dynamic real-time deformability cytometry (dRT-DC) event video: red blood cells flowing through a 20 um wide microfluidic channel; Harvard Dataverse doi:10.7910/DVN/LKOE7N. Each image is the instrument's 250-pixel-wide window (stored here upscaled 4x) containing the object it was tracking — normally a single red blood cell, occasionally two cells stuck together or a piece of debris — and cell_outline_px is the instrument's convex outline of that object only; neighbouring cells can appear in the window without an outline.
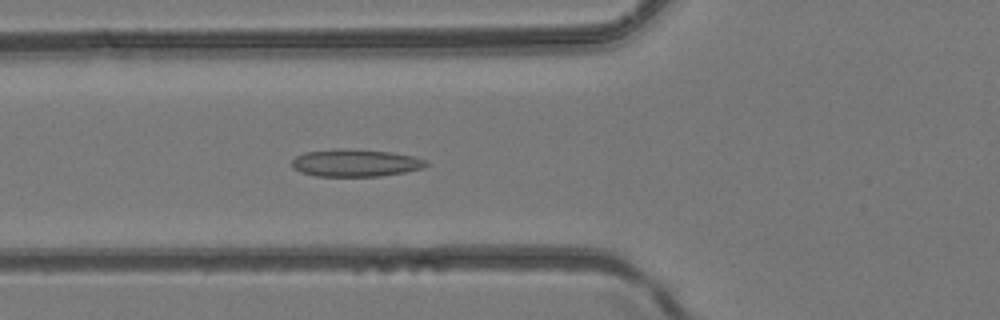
{"species": "common noctule bat (a hibernating species)", "species_latin": "Nyctalus noctula", "temperature_condition": "room temperature", "stored_images_in_passage": 47, "camera_frame_rate_fps": 3000, "um_per_image_px": 0.085, "animal": {"sex": "female", "body_mass_g": 24.6, "forearm_length_mm": 56.2}, "frame": {"image": 1, "passage_image": 18, "time_ms": 5.667, "image_size_px": [1000, 320], "cell_outline_px": [[428, 164], [424, 168], [404, 172], [380, 176], [316, 176], [300, 172], [292, 168], [292, 160], [296, 156], [304, 152], [332, 148], [356, 148], [388, 152], [412, 156], [428, 160]], "centroid_in_image_um": [30.18, 13.83], "position_along_channel_um": 95.6, "area_um2": 21.73}}
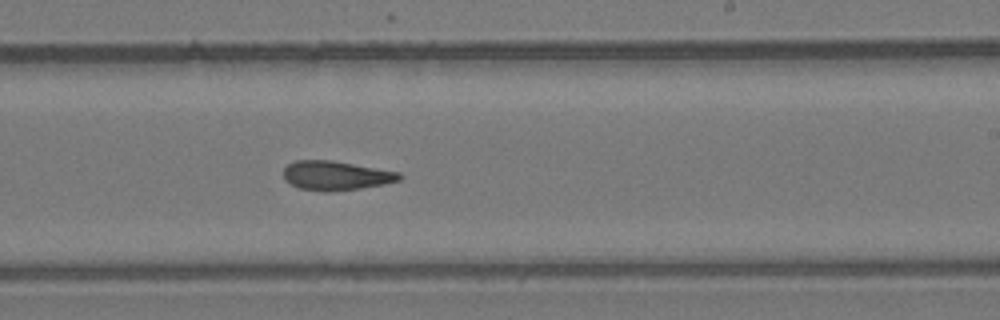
{"frame": {"image": 2, "passage_image": 29, "time_ms": 9.333, "image_size_px": [1000, 320], "cell_outline_px": [[404, 176], [400, 180], [384, 184], [360, 188], [328, 192], [324, 192], [300, 188], [284, 180], [284, 168], [288, 164], [296, 160], [332, 160], [400, 172]], "centroid_in_image_um": [28.57, 14.92], "position_along_channel_um": 260.4, "area_um2": 19.77}}
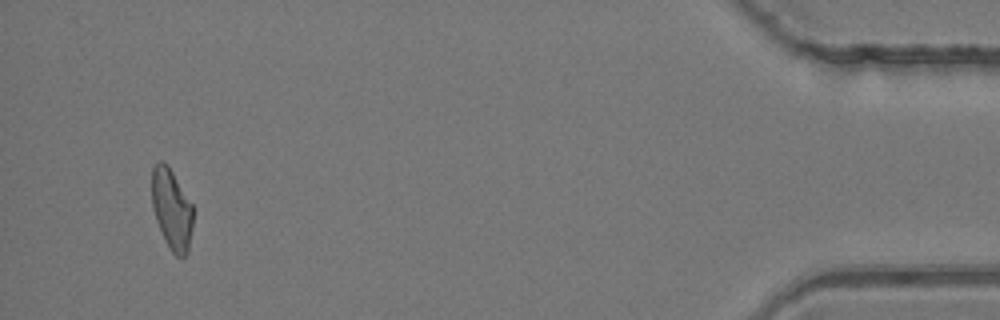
{"frame": {"image": 3, "passage_image": 45, "time_ms": 14.667, "image_size_px": [1000, 320], "cell_outline_px": [[192, 228], [188, 252], [184, 256], [176, 256], [172, 252], [156, 220], [152, 208], [152, 168], [160, 160], [164, 160], [168, 164], [192, 204]], "centroid_in_image_um": [14.59, 17.74], "position_along_channel_um": 420.6, "area_um2": 19.19}}